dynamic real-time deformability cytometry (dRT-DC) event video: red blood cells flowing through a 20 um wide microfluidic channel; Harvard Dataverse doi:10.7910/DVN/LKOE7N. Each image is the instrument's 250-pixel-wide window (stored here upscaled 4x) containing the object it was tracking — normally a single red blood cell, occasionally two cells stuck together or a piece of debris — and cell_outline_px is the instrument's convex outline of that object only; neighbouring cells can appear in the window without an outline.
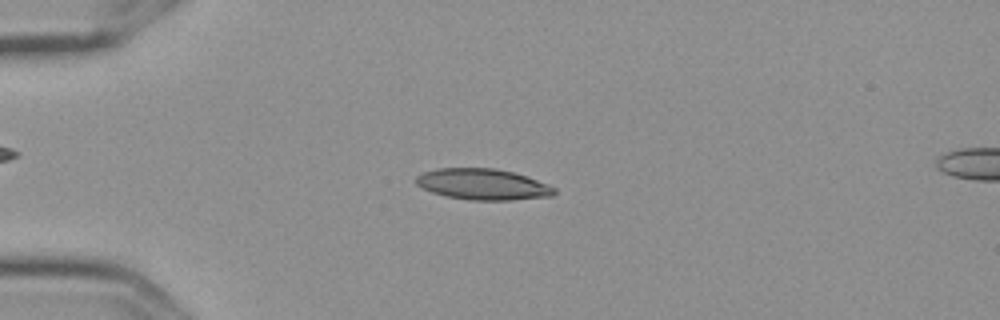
{"species": "Egyptian fruit bat (a non-hibernating species)", "species_latin": "Rousettus aegyptiacus", "temperature_condition": "cold", "stored_images_in_passage": 5, "camera_frame_rate_fps": 3000, "um_per_image_px": 0.085, "frame": {"image": 1, "passage_image": 3, "time_ms": 0.667, "image_size_px": [1000, 320], "cell_outline_px": [[556, 192], [552, 196], [512, 200], [472, 200], [444, 196], [432, 192], [416, 184], [416, 176], [424, 172], [440, 168], [496, 168], [528, 176], [556, 188]], "centroid_in_image_um": [41.06, 15.67], "position_along_channel_um": 43.9, "area_um2": 24.97}}